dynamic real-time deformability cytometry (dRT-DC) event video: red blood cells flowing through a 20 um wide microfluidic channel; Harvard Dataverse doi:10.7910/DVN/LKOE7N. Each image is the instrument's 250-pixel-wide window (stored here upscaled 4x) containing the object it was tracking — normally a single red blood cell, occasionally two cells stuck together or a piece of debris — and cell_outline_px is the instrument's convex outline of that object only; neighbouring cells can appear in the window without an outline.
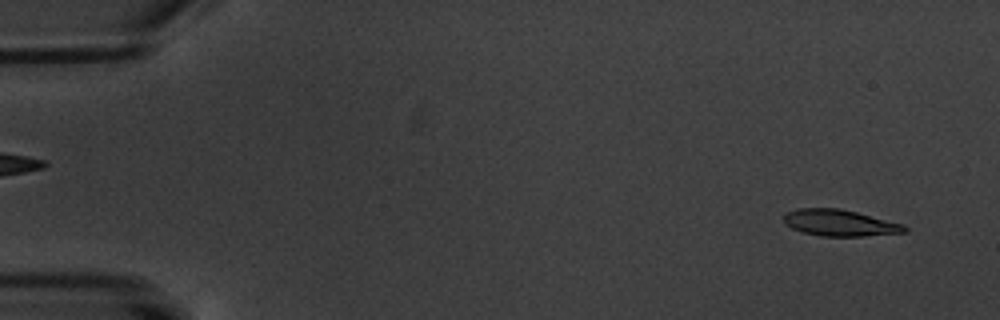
{"species": "common noctule bat (a hibernating species)", "species_latin": "Nyctalus noctula", "temperature_condition": "warm", "stored_images_in_passage": 6, "segment_of_instrument_passage": [2, 2], "camera_frame_rate_fps": 3000, "um_per_image_px": 0.085, "animal": {"sex": "male", "body_mass_g": 20.1, "forearm_length_mm": 53.5}, "frame": {"image": 1, "passage_image": 6, "time_ms": 6.0, "image_size_px": [1000, 320], "cell_outline_px": [[908, 232], [864, 236], [820, 236], [804, 232], [792, 228], [784, 220], [784, 216], [788, 212], [800, 208], [840, 208], [904, 224], [908, 228]], "centroid_in_image_um": [71.44, 18.95], "position_along_channel_um": 13.6, "area_um2": 18.44}}